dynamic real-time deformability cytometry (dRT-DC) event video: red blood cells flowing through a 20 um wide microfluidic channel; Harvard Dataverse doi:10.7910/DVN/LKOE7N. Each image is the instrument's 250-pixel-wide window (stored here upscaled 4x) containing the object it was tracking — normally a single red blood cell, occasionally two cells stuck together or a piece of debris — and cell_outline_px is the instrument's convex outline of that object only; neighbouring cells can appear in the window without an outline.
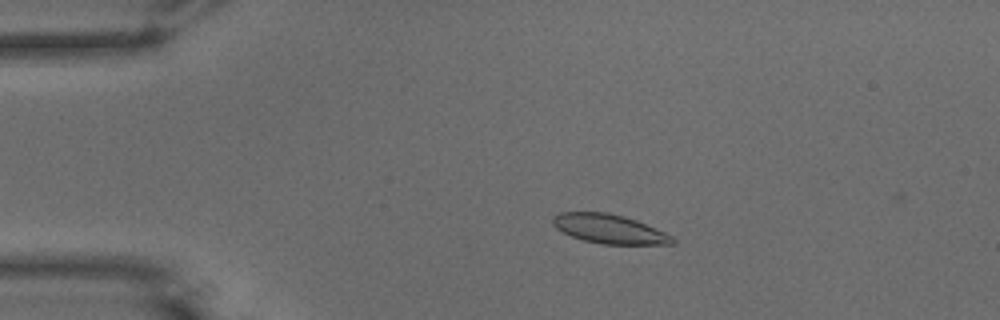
{"species": "common noctule bat (a hibernating species)", "species_latin": "Nyctalus noctula", "temperature_condition": "warm", "stored_images_in_passage": 50, "camera_frame_rate_fps": 3000, "um_per_image_px": 0.085, "animal": {"sex": "male", "body_mass_g": 15.6}, "frame": {"image": 1, "passage_image": 6, "time_ms": 1.667, "image_size_px": [1000, 320], "cell_outline_px": [[676, 240], [672, 244], [600, 244], [584, 240], [572, 236], [556, 228], [552, 224], [552, 216], [560, 212], [608, 212], [624, 216], [636, 220], [664, 232], [672, 236]], "centroid_in_image_um": [51.76, 19.45], "position_along_channel_um": 33.2, "area_um2": 20.23}}
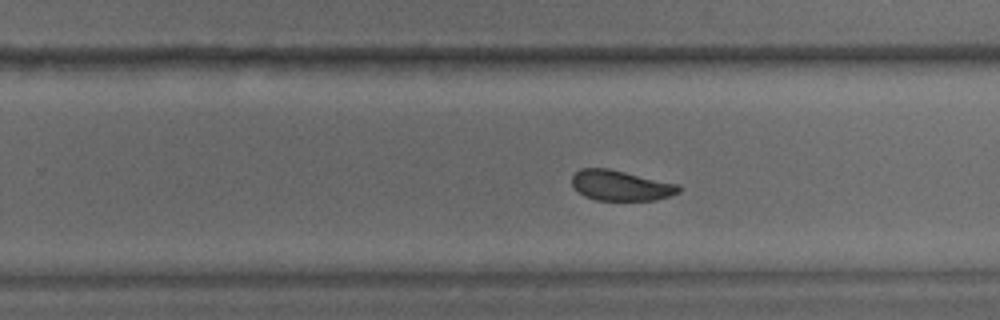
{"frame": {"image": 2, "passage_image": 30, "time_ms": 9.667, "image_size_px": [1000, 320], "cell_outline_px": [[680, 192], [672, 196], [656, 200], [596, 200], [584, 196], [572, 184], [572, 176], [580, 168], [608, 168], [680, 184]], "centroid_in_image_um": [52.8, 15.77], "position_along_channel_um": 277.0, "area_um2": 18.96}}
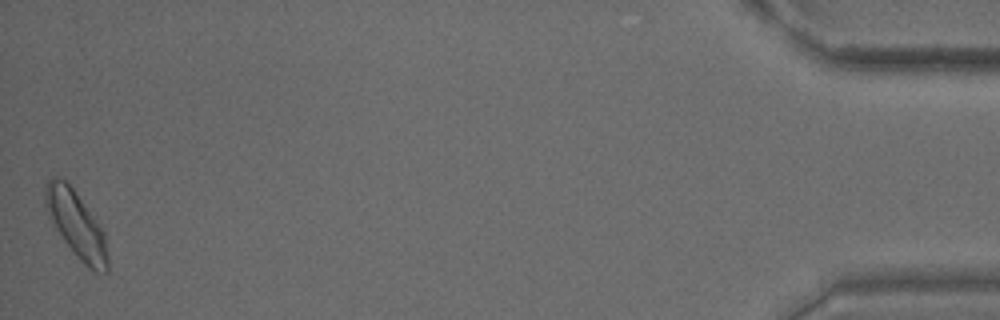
{"frame": {"image": 3, "passage_image": 50, "time_ms": 16.333, "image_size_px": [1000, 320], "cell_outline_px": [[108, 272], [96, 272], [88, 268], [84, 264], [64, 240], [48, 216], [44, 204], [44, 188], [48, 180], [52, 176], [56, 176], [64, 180], [72, 188], [96, 220], [104, 232], [108, 256]], "centroid_in_image_um": [6.47, 19.07], "position_along_channel_um": 428.7, "area_um2": 23.76}, "authors_computed_cell_mechanics": {"area_um2": 20.4034, "velocity_mm_per_s": 3.6332, "shape_relaxation_time_tau1_ms": 3.387, "shape_relaxation_time_tau2_ms": 2.3936, "deformation_change_tau1": 0.1048, "deformation_change_tau2": 0.0705}}